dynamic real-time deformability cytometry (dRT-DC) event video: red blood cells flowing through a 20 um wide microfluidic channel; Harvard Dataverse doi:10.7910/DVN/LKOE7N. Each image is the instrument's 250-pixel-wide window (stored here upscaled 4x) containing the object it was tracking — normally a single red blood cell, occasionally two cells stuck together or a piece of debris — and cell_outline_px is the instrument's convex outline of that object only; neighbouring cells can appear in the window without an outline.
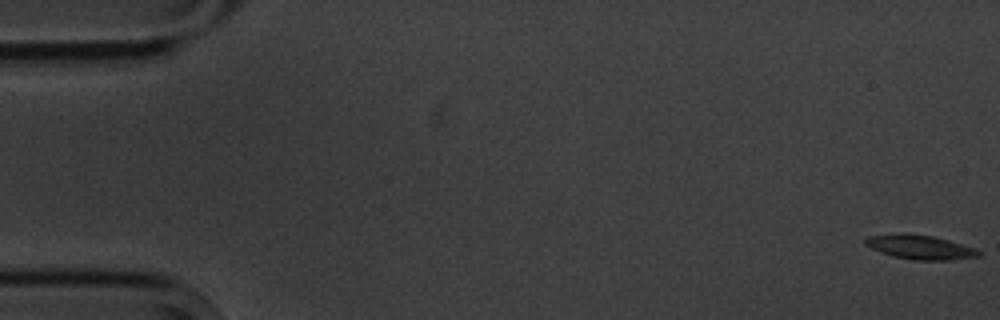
{"species": "common noctule bat (a hibernating species)", "species_latin": "Nyctalus noctula", "temperature_condition": "cold", "stored_images_in_passage": 5, "camera_frame_rate_fps": 3000, "um_per_image_px": 0.085, "animal": {"sex": "male", "body_mass_g": 20.1, "forearm_length_mm": 53.5}, "frame": {"image": 1, "passage_image": 1, "time_ms": 0.0, "image_size_px": [1000, 320], "cell_outline_px": [[980, 256], [952, 260], [912, 260], [892, 256], [880, 252], [864, 244], [864, 236], [904, 232], [932, 236], [948, 240], [972, 248], [980, 252]], "centroid_in_image_um": [78.11, 21.0], "position_along_channel_um": 6.9, "area_um2": 16.07}}